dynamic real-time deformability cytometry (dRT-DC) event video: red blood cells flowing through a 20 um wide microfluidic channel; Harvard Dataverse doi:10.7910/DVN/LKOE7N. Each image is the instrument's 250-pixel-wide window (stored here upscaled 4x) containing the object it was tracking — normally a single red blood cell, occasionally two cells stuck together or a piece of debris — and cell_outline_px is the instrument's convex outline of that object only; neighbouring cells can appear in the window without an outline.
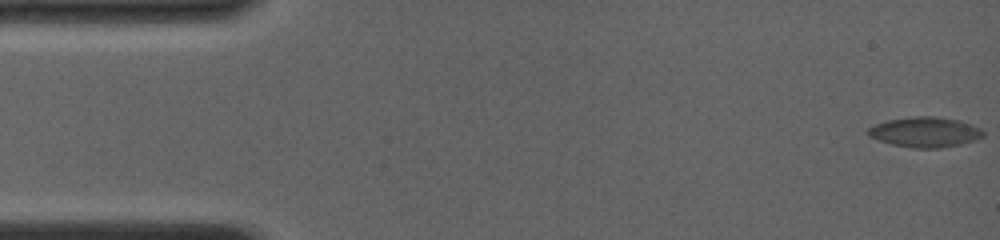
{"species": "common noctule bat (a hibernating species)", "species_latin": "Nyctalus noctula", "temperature_condition": "room temperature", "stored_images_in_passage": 22, "camera_frame_rate_fps": 4000, "um_per_image_px": 0.085, "animal": {"sex": "female", "body_mass_g": 19.0, "forearm_length_mm": 56.7}, "frame": {"image": 1, "passage_image": 1, "time_ms": 0.0, "image_size_px": [1000, 240], "cell_outline_px": [[984, 136], [976, 140], [960, 144], [936, 148], [912, 148], [892, 144], [868, 136], [864, 132], [868, 128], [876, 124], [888, 120], [912, 116], [932, 116], [960, 120], [980, 128], [984, 132]], "centroid_in_image_um": [78.61, 11.22], "position_along_channel_um": 6.4, "area_um2": 20.23}}
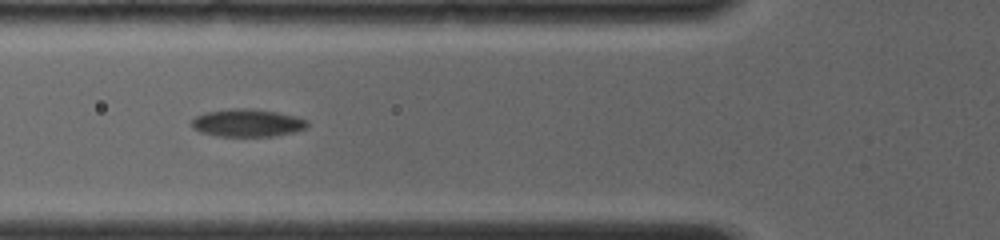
{"frame": {"image": 2, "passage_image": 19, "time_ms": 5.75, "image_size_px": [1000, 240], "cell_outline_px": [[308, 128], [276, 136], [220, 136], [200, 132], [192, 128], [192, 120], [196, 116], [204, 112], [232, 108], [252, 108], [276, 112], [296, 116], [308, 120]], "centroid_in_image_um": [21.03, 10.44], "position_along_channel_um": 104.8, "area_um2": 18.79}}
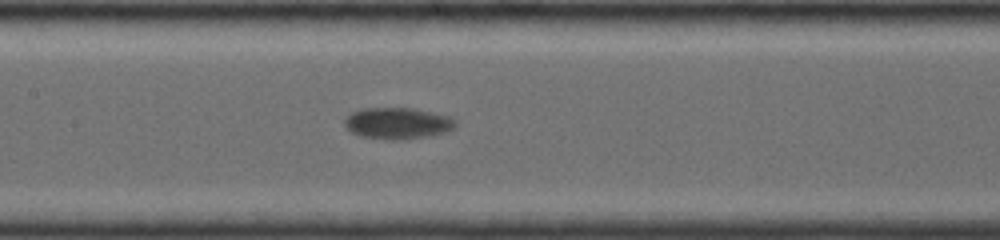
{"frame": {"image": 3, "passage_image": 22, "time_ms": 7.5, "image_size_px": [1000, 240], "cell_outline_px": [[456, 124], [448, 132], [432, 136], [396, 140], [384, 140], [360, 136], [352, 132], [344, 124], [344, 120], [352, 112], [364, 108], [412, 108], [452, 116], [456, 120]], "centroid_in_image_um": [33.83, 10.49], "position_along_channel_um": 173.6, "area_um2": 20.52}}